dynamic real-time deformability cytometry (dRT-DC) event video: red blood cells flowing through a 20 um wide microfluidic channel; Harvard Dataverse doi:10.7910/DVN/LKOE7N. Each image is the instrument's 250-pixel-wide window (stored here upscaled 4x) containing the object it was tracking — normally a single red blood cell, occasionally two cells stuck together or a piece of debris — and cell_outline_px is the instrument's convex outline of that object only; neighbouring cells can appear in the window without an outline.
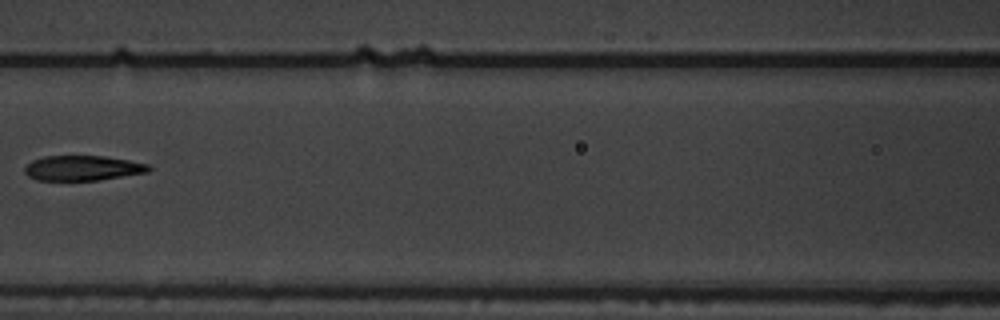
{"species": "common noctule bat (a hibernating species)", "species_latin": "Nyctalus noctula", "temperature_condition": "warm", "stored_images_in_passage": 10, "camera_frame_rate_fps": 3000, "um_per_image_px": 0.085, "animal": {"sex": "male", "body_mass_g": 19.5, "forearm_length_mm": 54.6}, "frame": {"image": 1, "passage_image": 9, "time_ms": 2.667, "image_size_px": [1000, 320], "cell_outline_px": [[152, 168], [148, 172], [100, 180], [36, 180], [28, 176], [24, 172], [24, 168], [32, 160], [44, 156], [104, 156], [128, 160], [148, 164]], "centroid_in_image_um": [7.02, 14.29], "position_along_channel_um": 159.6, "area_um2": 18.09}}
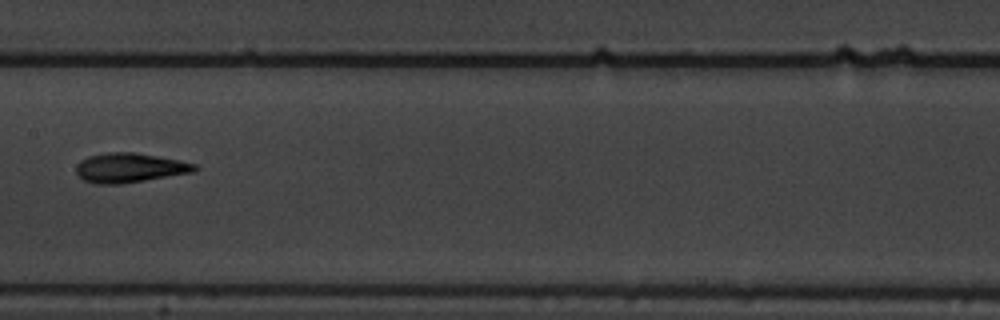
{"frame": {"image": 2, "passage_image": 10, "time_ms": 3.0, "image_size_px": [1000, 320], "cell_outline_px": [[200, 168], [192, 172], [120, 184], [96, 184], [84, 180], [76, 172], [76, 164], [80, 160], [88, 156], [108, 152], [136, 152], [180, 160], [196, 164]], "centroid_in_image_um": [11.0, 14.25], "position_along_channel_um": 196.4, "area_um2": 20.35}}